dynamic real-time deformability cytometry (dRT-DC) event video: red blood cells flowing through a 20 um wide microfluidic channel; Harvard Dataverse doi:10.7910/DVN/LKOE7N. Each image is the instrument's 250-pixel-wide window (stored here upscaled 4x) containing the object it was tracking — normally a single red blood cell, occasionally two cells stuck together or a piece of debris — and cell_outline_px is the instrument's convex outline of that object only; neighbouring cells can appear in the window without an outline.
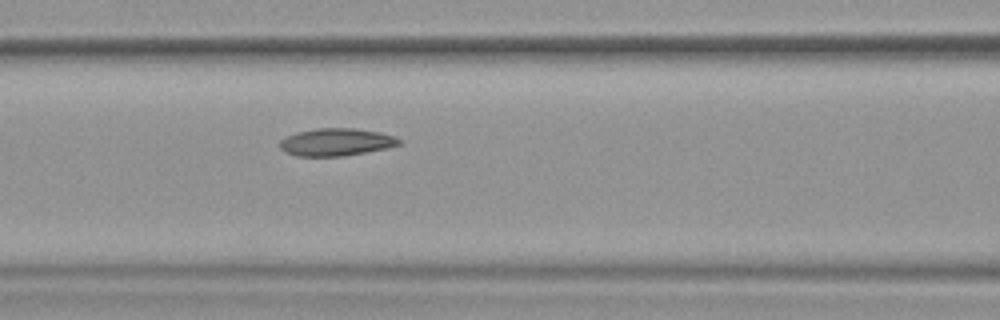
{"species": "common noctule bat (a hibernating species)", "species_latin": "Nyctalus noctula", "temperature_condition": "warm", "stored_images_in_passage": 54, "camera_frame_rate_fps": 3000, "um_per_image_px": 0.085, "animal": {"sex": "female", "body_mass_g": 19.9}, "frame": {"image": 1, "passage_image": 24, "time_ms": 7.667, "image_size_px": [1000, 320], "cell_outline_px": [[404, 140], [400, 144], [388, 148], [344, 156], [296, 156], [284, 152], [280, 148], [280, 140], [296, 132], [316, 128], [356, 128], [380, 132], [396, 136]], "centroid_in_image_um": [28.61, 12.07], "position_along_channel_um": 138.0, "area_um2": 19.36}, "authors_computed_cell_mechanics": {"area_um2": 19.6809, "velocity_mm_per_s": 3.7921, "shape_relaxation_time_tau1_ms": null, "shape_relaxation_time_tau2_ms": 4.9745, "deformation_change_tau1": null, "deformation_change_tau2": 0.114}}